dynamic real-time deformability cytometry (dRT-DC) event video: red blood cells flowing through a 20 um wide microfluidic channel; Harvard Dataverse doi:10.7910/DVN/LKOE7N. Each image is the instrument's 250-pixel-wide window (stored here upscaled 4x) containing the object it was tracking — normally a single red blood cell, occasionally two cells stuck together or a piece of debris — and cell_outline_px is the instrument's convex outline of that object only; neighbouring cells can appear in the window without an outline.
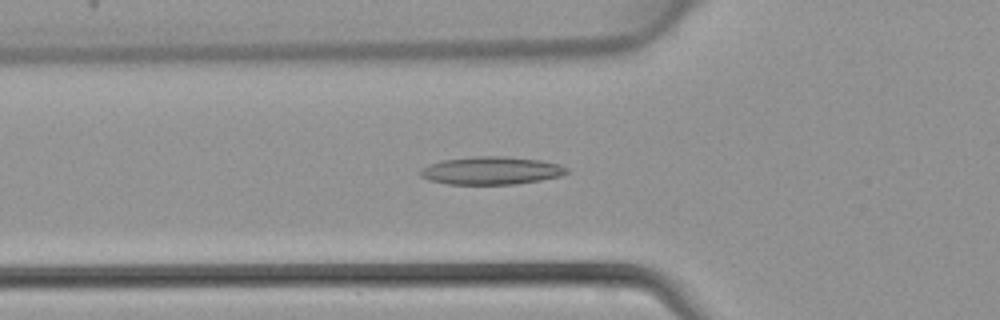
{"species": "common noctule bat (a hibernating species)", "species_latin": "Nyctalus noctula", "temperature_condition": "warm", "stored_images_in_passage": 45, "camera_frame_rate_fps": 3000, "um_per_image_px": 0.085, "animal": {"sex": "female", "body_mass_g": 22.7, "forearm_length_mm": 54.2}, "frame": {"image": 1, "passage_image": 16, "time_ms": 5.0, "image_size_px": [1000, 320], "cell_outline_px": [[568, 172], [560, 176], [540, 180], [516, 184], [448, 184], [428, 180], [420, 176], [420, 168], [428, 164], [440, 160], [476, 156], [504, 156], [540, 160], [560, 164], [568, 168]], "centroid_in_image_um": [41.72, 14.49], "position_along_channel_um": 84.1, "area_um2": 23.93}}
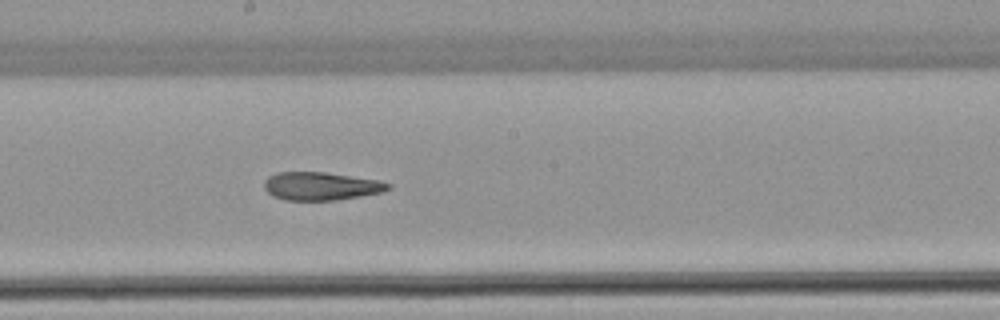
{"frame": {"image": 2, "passage_image": 25, "time_ms": 8.0, "image_size_px": [1000, 320], "cell_outline_px": [[392, 188], [380, 192], [360, 196], [336, 200], [284, 200], [272, 196], [264, 188], [264, 180], [268, 176], [276, 172], [324, 172], [380, 180], [392, 184]], "centroid_in_image_um": [27.27, 15.81], "position_along_channel_um": 220.9, "area_um2": 20.4}}
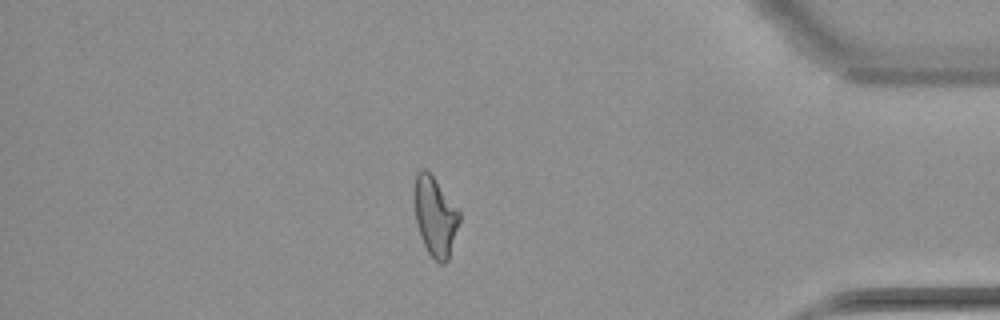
{"frame": {"image": 3, "passage_image": 39, "time_ms": 12.667, "image_size_px": [1000, 320], "cell_outline_px": [[460, 220], [448, 260], [444, 264], [440, 264], [428, 252], [420, 236], [416, 224], [412, 200], [412, 188], [416, 172], [420, 168], [424, 168], [432, 176], [460, 212]], "centroid_in_image_um": [36.93, 18.36], "position_along_channel_um": 398.3, "area_um2": 21.1}}